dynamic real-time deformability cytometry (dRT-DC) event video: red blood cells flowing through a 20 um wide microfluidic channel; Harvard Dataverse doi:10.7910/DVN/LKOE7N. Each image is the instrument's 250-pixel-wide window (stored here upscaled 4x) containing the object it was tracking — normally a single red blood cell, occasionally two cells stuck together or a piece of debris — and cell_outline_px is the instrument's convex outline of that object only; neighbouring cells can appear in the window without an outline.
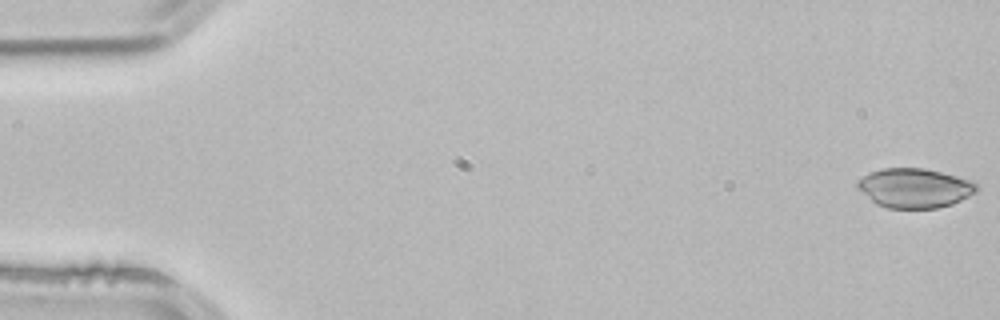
{"species": "common noctule bat (a hibernating species)", "species_latin": "Nyctalus noctula", "temperature_condition": "room temperature", "stored_images_in_passage": 5, "segment_of_instrument_passage": [1, 2], "camera_frame_rate_fps": 3000, "um_per_image_px": 0.085, "animal": {"sex": "male", "body_mass_g": 21.5, "forearm_length_mm": 52.0}, "frame": {"image": 1, "passage_image": 1, "time_ms": 0.0, "image_size_px": [1000, 320], "cell_outline_px": [[980, 188], [976, 192], [952, 204], [936, 208], [888, 208], [876, 204], [856, 184], [856, 180], [868, 172], [880, 168], [924, 168], [972, 180]], "centroid_in_image_um": [77.75, 15.97], "position_along_channel_um": 7.3, "area_um2": 27.28}}
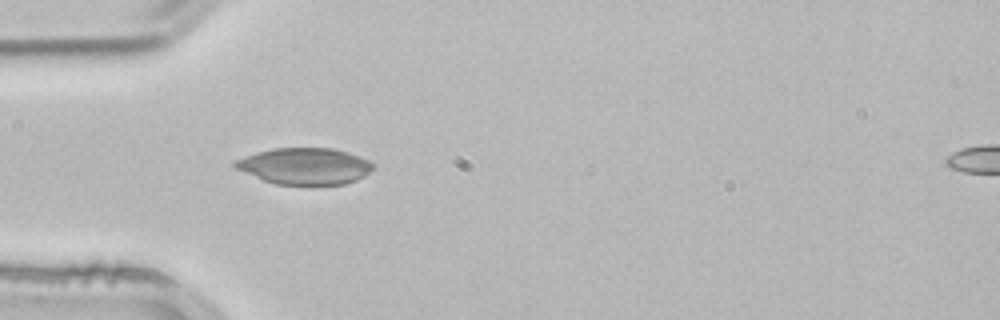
{"frame": {"image": 2, "passage_image": 4, "time_ms": 1.0, "image_size_px": [1000, 320], "cell_outline_px": [[376, 164], [364, 176], [356, 180], [344, 184], [312, 188], [308, 188], [276, 184], [264, 180], [236, 168], [232, 164], [236, 160], [244, 156], [256, 152], [272, 148], [332, 148], [348, 152], [360, 156]], "centroid_in_image_um": [25.93, 14.16], "position_along_channel_um": 59.1, "area_um2": 30.17}}